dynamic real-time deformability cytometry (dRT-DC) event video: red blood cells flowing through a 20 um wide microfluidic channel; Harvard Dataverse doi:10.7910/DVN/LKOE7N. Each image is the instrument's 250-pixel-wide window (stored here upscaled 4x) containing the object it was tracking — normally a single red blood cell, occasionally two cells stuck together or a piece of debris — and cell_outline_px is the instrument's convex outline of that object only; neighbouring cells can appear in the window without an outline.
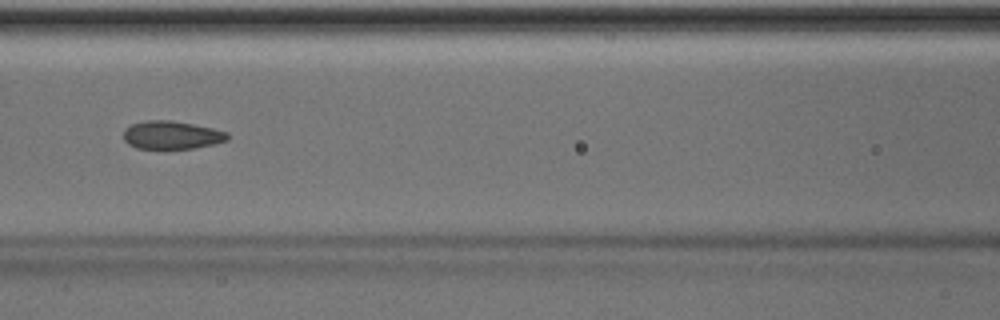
{"species": "Egyptian fruit bat (a non-hibernating species)", "species_latin": "Rousettus aegyptiacus", "temperature_condition": "room temperature", "stored_images_in_passage": 50, "camera_frame_rate_fps": 3000, "um_per_image_px": 0.085, "animal": {"sex": "male"}, "frame": {"image": 1, "passage_image": 22, "time_ms": 7.0, "image_size_px": [1000, 320], "cell_outline_px": [[228, 140], [212, 144], [192, 148], [136, 148], [128, 144], [124, 140], [124, 128], [132, 124], [148, 120], [172, 120], [212, 128], [228, 132]], "centroid_in_image_um": [14.57, 11.47], "position_along_channel_um": 152.0, "area_um2": 16.88}}
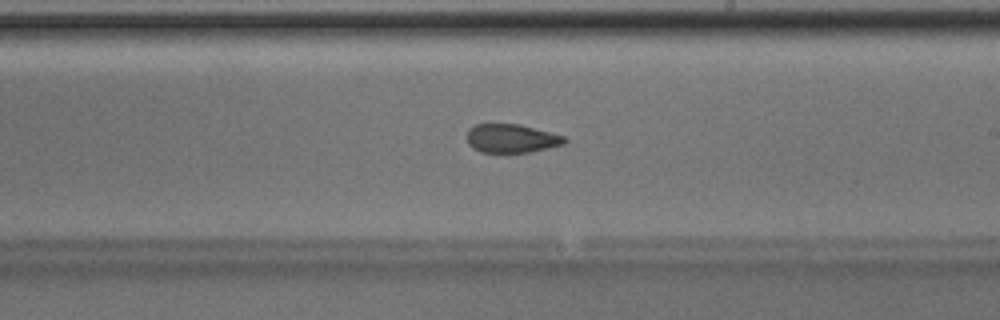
{"frame": {"image": 2, "passage_image": 29, "time_ms": 9.333, "image_size_px": [1000, 320], "cell_outline_px": [[568, 140], [564, 144], [532, 152], [480, 152], [472, 148], [468, 144], [468, 128], [476, 124], [520, 124], [564, 136]], "centroid_in_image_um": [43.47, 11.77], "position_along_channel_um": 245.5, "area_um2": 16.3}, "authors_computed_cell_mechanics": {"area_um2": 17.629, "velocity_mm_per_s": 4.028, "shape_relaxation_time_tau1_ms": null, "shape_relaxation_time_tau2_ms": 2.0152, "deformation_change_tau1": null, "deformation_change_tau2": 0.0708}}